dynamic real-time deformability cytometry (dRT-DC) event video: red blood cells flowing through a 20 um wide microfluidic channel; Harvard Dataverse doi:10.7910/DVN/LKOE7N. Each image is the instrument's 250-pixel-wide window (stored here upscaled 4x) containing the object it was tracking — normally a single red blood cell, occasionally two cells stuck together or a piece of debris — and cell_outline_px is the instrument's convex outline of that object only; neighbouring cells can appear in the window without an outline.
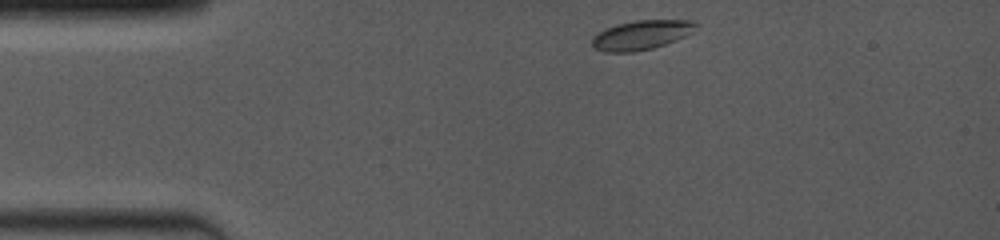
{"species": "common noctule bat (a hibernating species)", "species_latin": "Nyctalus noctula", "temperature_condition": "room temperature", "stored_images_in_passage": 46, "camera_frame_rate_fps": 4000, "um_per_image_px": 0.085, "animal": {"sex": "female", "body_mass_g": 19.0, "forearm_length_mm": 53.3}, "frame": {"image": 1, "passage_image": 1, "time_ms": 0.0, "image_size_px": [1000, 240], "cell_outline_px": [[696, 24], [692, 32], [676, 40], [652, 48], [632, 52], [604, 52], [596, 48], [592, 44], [592, 36], [616, 24], [636, 20], [692, 20]], "centroid_in_image_um": [54.5, 2.97], "position_along_channel_um": 30.5, "area_um2": 17.46}}
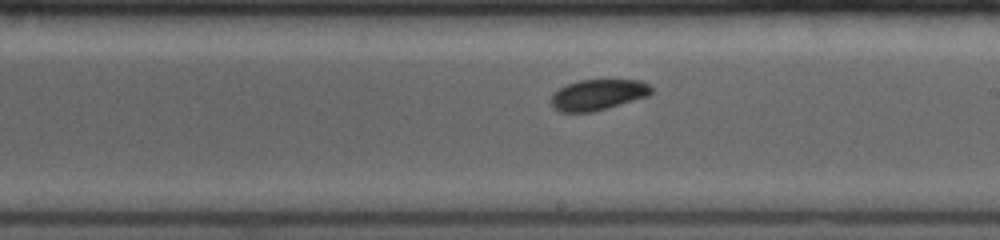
{"frame": {"image": 2, "passage_image": 18, "time_ms": 6.5, "image_size_px": [1000, 240], "cell_outline_px": [[652, 92], [648, 96], [608, 108], [592, 112], [560, 112], [552, 108], [548, 100], [560, 88], [568, 84], [580, 80], [640, 80], [648, 84], [652, 88]], "centroid_in_image_um": [50.8, 8.07], "position_along_channel_um": 238.2, "area_um2": 18.03}}
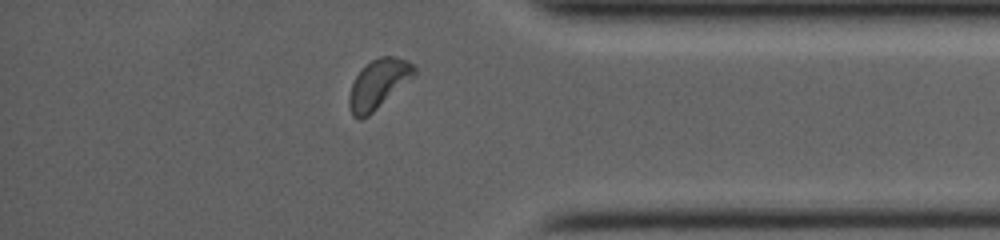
{"frame": {"image": 3, "passage_image": 38, "time_ms": 10.75, "image_size_px": [1000, 240], "cell_outline_px": [[416, 72], [412, 76], [368, 116], [360, 120], [356, 120], [352, 116], [348, 104], [348, 96], [352, 84], [356, 76], [372, 60], [380, 56], [392, 56], [408, 60], [416, 68]], "centroid_in_image_um": [32.11, 7.15], "position_along_channel_um": 403.1, "area_um2": 18.15}, "authors_computed_cell_mechanics": {"area_um2": 18.1203, "velocity_mm_per_s": 4.0183, "shape_relaxation_time_tau1_ms": 1.9116, "shape_relaxation_time_tau2_ms": 4.637, "deformation_change_tau1": 0.0553, "deformation_change_tau2": 0.0735}}